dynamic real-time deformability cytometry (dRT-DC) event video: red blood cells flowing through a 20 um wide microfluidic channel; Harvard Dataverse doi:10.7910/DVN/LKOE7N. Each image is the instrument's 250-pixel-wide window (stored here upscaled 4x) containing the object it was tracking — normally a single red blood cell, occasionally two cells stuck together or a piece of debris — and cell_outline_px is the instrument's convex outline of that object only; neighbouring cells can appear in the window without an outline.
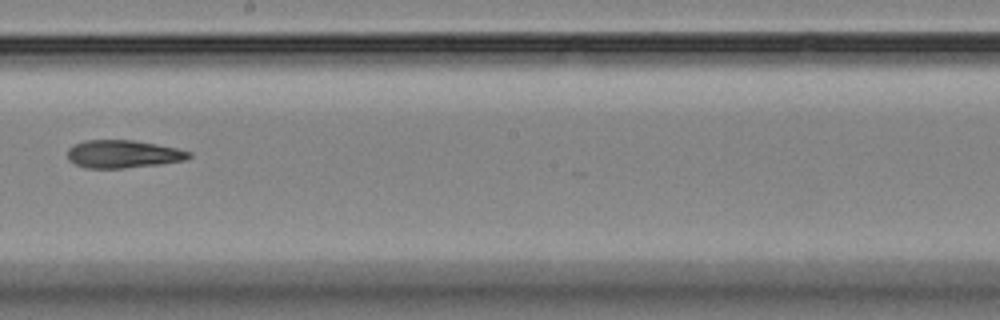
{"species": "Egyptian fruit bat (a non-hibernating species)", "species_latin": "Rousettus aegyptiacus", "temperature_condition": "room temperature", "stored_images_in_passage": 13, "camera_frame_rate_fps": 3000, "um_per_image_px": 0.085, "animal": {"sex": "female"}, "frame": {"image": 1, "passage_image": 6, "time_ms": 6.0, "image_size_px": [1000, 320], "cell_outline_px": [[192, 156], [184, 160], [160, 164], [124, 168], [84, 168], [68, 160], [68, 148], [72, 144], [84, 140], [132, 140], [156, 144], [176, 148], [192, 152]], "centroid_in_image_um": [10.43, 13.09], "position_along_channel_um": 237.8, "area_um2": 19.77}}
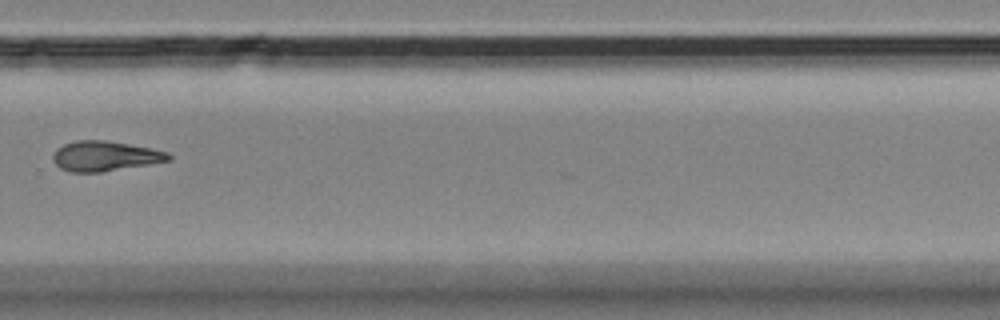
{"frame": {"image": 2, "passage_image": 8, "time_ms": 8.333, "image_size_px": [1000, 320], "cell_outline_px": [[172, 160], [100, 172], [68, 172], [60, 168], [52, 160], [52, 156], [56, 148], [64, 144], [76, 140], [104, 140], [128, 144], [168, 152], [172, 156]], "centroid_in_image_um": [8.88, 13.27], "position_along_channel_um": 320.9, "area_um2": 20.11}}
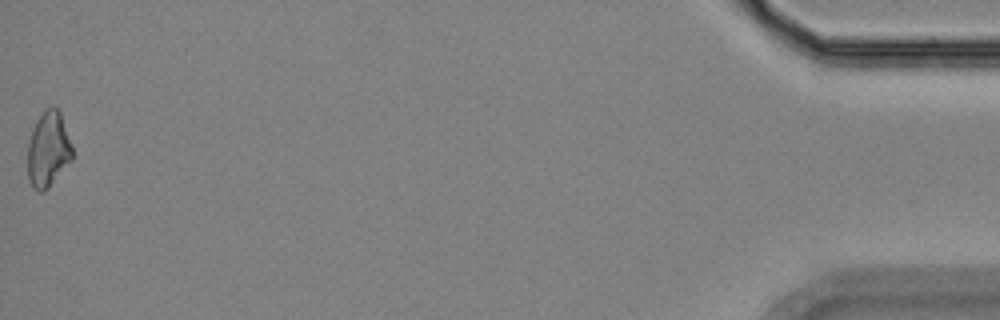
{"frame": {"image": 3, "passage_image": 13, "time_ms": 14.0, "image_size_px": [1000, 320], "cell_outline_px": [[72, 160], [48, 188], [44, 192], [40, 192], [32, 188], [28, 180], [28, 144], [32, 128], [36, 120], [44, 108], [52, 104], [56, 104], [60, 112], [72, 144]], "centroid_in_image_um": [4.09, 12.66], "position_along_channel_um": 431.1, "area_um2": 20.06}}